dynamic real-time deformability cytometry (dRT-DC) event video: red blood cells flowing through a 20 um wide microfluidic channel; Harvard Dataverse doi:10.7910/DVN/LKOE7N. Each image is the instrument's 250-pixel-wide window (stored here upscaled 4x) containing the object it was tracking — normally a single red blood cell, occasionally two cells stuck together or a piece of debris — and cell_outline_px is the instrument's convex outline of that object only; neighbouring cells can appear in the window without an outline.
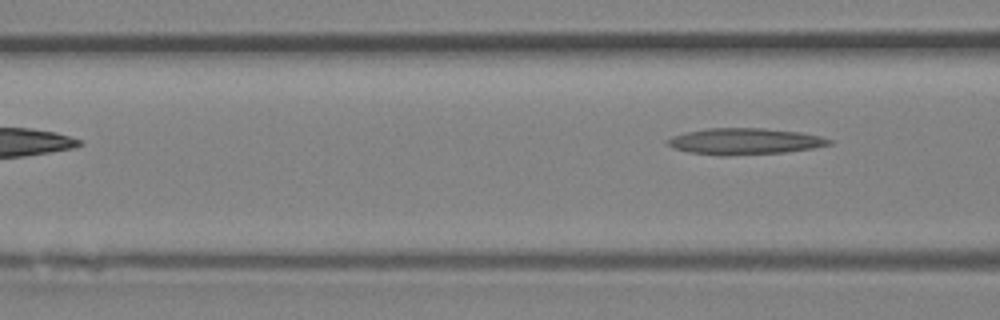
{"species": "Egyptian fruit bat (a non-hibernating species)", "species_latin": "Rousettus aegyptiacus", "temperature_condition": "room temperature", "stored_images_in_passage": 3, "camera_frame_rate_fps": 3000, "um_per_image_px": 0.085, "animal": {"sex": "female"}, "frame": {"image": 1, "passage_image": 3, "time_ms": 0.667, "image_size_px": [1000, 320], "cell_outline_px": [[836, 140], [832, 144], [812, 148], [784, 152], [728, 156], [716, 156], [688, 152], [672, 148], [664, 140], [672, 136], [688, 132], [708, 128], [764, 128], [800, 132], [820, 136]], "centroid_in_image_um": [63.29, 12.02], "position_along_channel_um": 103.3, "area_um2": 25.03}}